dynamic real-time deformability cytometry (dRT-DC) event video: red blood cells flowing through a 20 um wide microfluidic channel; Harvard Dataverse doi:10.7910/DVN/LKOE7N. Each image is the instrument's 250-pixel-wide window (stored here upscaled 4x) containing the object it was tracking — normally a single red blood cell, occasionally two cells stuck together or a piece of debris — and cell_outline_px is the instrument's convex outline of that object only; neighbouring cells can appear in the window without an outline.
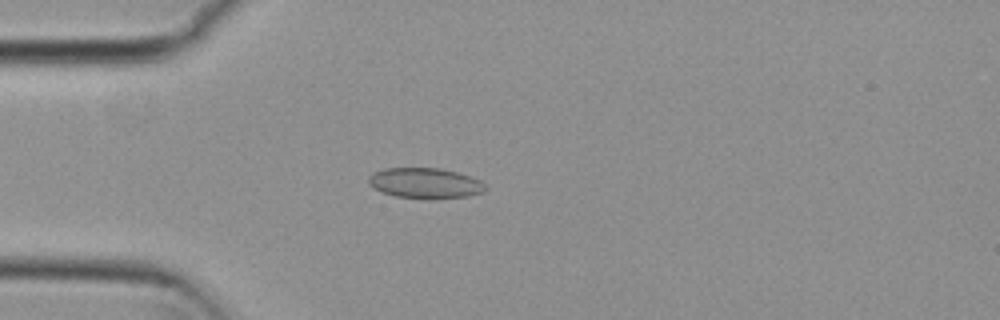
{"species": "common noctule bat (a hibernating species)", "species_latin": "Nyctalus noctula", "temperature_condition": "cold", "stored_images_in_passage": 45, "camera_frame_rate_fps": 3000, "um_per_image_px": 0.085, "animal": {"sex": "female", "body_mass_g": 29.2, "forearm_length_mm": 56.3}, "frame": {"image": 1, "passage_image": 5, "time_ms": 1.333, "image_size_px": [1000, 320], "cell_outline_px": [[488, 188], [484, 192], [468, 196], [428, 200], [396, 196], [384, 192], [368, 184], [368, 176], [372, 172], [384, 168], [440, 168], [472, 176], [480, 180]], "centroid_in_image_um": [36.16, 15.57], "position_along_channel_um": 48.8, "area_um2": 21.04}}
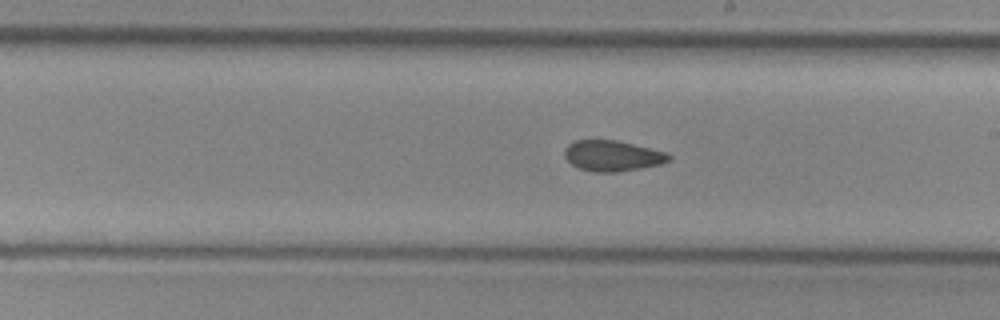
{"frame": {"image": 2, "passage_image": 21, "time_ms": 6.667, "image_size_px": [1000, 320], "cell_outline_px": [[672, 160], [660, 164], [640, 168], [616, 172], [596, 172], [580, 168], [572, 164], [564, 156], [564, 148], [568, 144], [576, 140], [616, 140], [668, 152], [672, 156]], "centroid_in_image_um": [52.08, 13.23], "position_along_channel_um": 236.9, "area_um2": 18.67}}
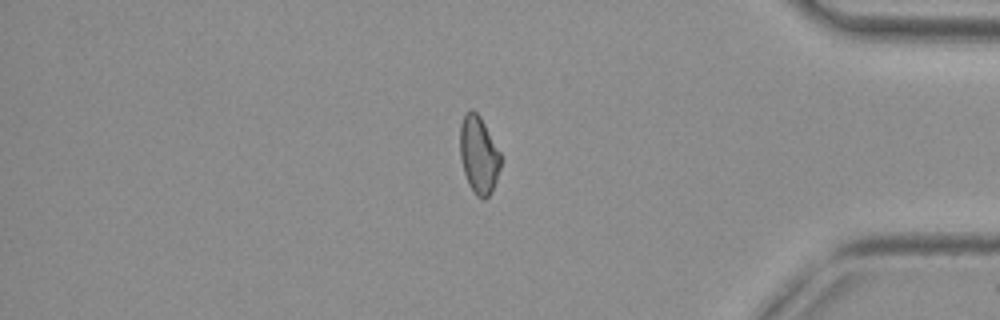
{"frame": {"image": 3, "passage_image": 36, "time_ms": 11.667, "image_size_px": [1000, 320], "cell_outline_px": [[500, 168], [492, 192], [484, 200], [480, 200], [476, 196], [468, 184], [464, 172], [460, 156], [460, 124], [464, 112], [472, 108], [480, 116], [500, 152]], "centroid_in_image_um": [40.67, 13.16], "position_along_channel_um": 394.5, "area_um2": 18.5}, "authors_computed_cell_mechanics": {"area_um2": 18.9584, "velocity_mm_per_s": 3.7601, "shape_relaxation_time_tau1_ms": null, "shape_relaxation_time_tau2_ms": 1.9558, "deformation_change_tau1": null, "deformation_change_tau2": 0.0802}}